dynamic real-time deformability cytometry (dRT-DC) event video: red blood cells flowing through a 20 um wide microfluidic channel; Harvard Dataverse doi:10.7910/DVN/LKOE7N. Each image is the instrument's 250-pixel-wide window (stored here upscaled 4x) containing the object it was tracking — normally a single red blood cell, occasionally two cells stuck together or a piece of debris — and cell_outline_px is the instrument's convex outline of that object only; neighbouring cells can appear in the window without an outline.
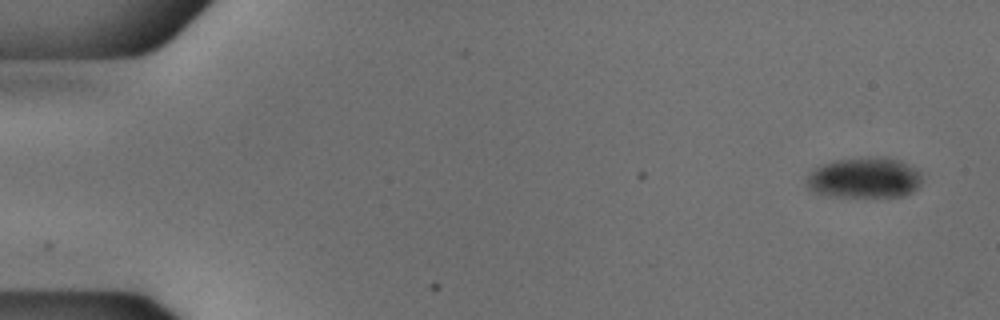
{"species": "common noctule bat (a hibernating species)", "species_latin": "Nyctalus noctula", "temperature_condition": "cold", "stored_images_in_passage": 52, "camera_frame_rate_fps": 3000, "um_per_image_px": 0.085, "animal": {"sex": "male", "body_mass_g": 18.8}, "frame": {"image": 1, "passage_image": 1, "time_ms": 0.0, "image_size_px": [1000, 320], "cell_outline_px": [[924, 180], [912, 192], [904, 196], [836, 196], [812, 192], [804, 184], [808, 176], [816, 168], [832, 160], [876, 156], [884, 156], [900, 160], [908, 164], [920, 172]], "centroid_in_image_um": [73.5, 15.1], "position_along_channel_um": 11.5, "area_um2": 27.51}}
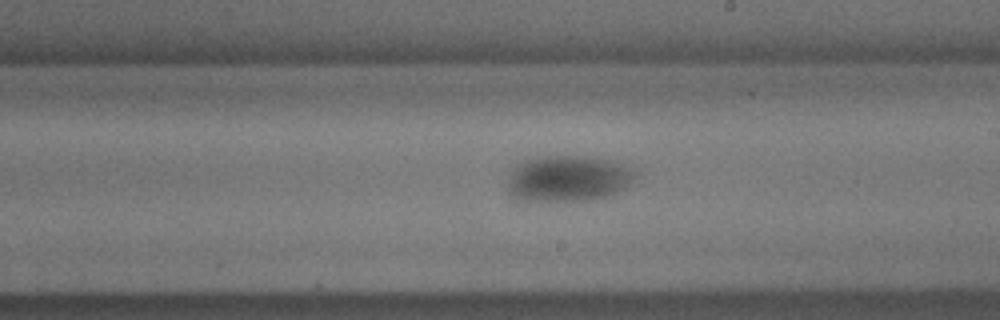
{"frame": {"image": 2, "passage_image": 30, "time_ms": 9.667, "image_size_px": [1000, 320], "cell_outline_px": [[636, 176], [624, 188], [612, 196], [584, 200], [520, 200], [508, 196], [508, 180], [516, 164], [524, 160], [536, 156], [584, 156], [612, 160], [620, 164], [632, 172]], "centroid_in_image_um": [48.22, 15.17], "position_along_channel_um": 240.8, "area_um2": 34.1}}
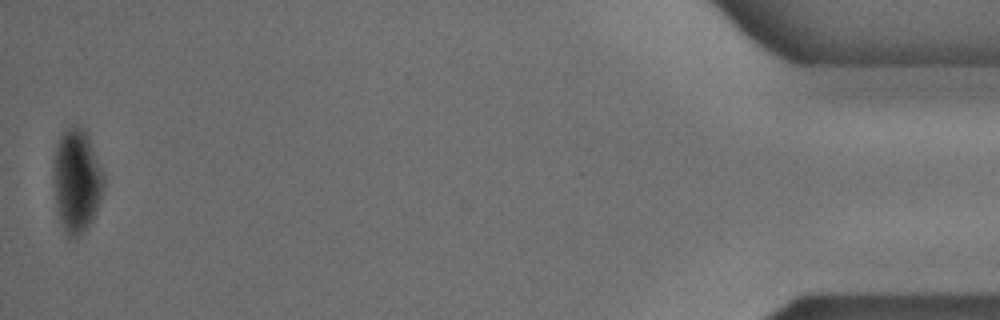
{"frame": {"image": 3, "passage_image": 52, "time_ms": 17.0, "image_size_px": [1000, 320], "cell_outline_px": [[104, 188], [96, 212], [88, 228], [80, 236], [68, 236], [60, 220], [56, 208], [52, 176], [52, 160], [56, 144], [60, 132], [64, 128], [72, 124], [76, 124], [84, 128], [88, 132], [104, 172]], "centroid_in_image_um": [6.51, 15.26], "position_along_channel_um": 428.7, "area_um2": 31.44}}